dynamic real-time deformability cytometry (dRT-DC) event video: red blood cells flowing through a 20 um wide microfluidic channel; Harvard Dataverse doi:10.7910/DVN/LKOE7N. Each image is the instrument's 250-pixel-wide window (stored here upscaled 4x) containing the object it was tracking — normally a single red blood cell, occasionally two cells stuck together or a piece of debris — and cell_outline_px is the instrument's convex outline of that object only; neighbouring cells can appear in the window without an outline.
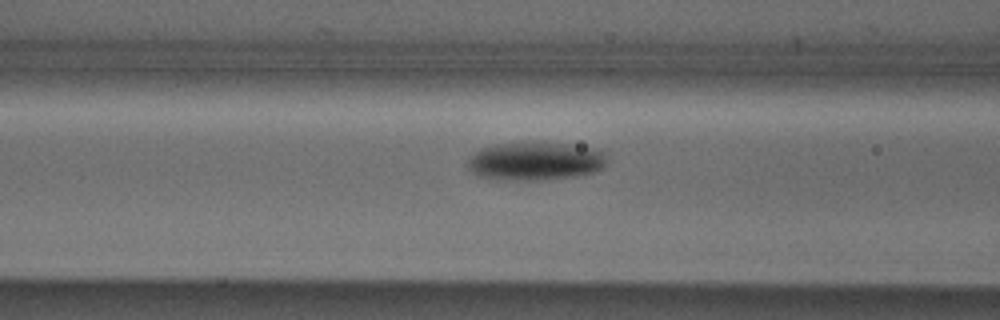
{"species": "Egyptian fruit bat (a non-hibernating species)", "species_latin": "Rousettus aegyptiacus", "temperature_condition": "cold", "stored_images_in_passage": 33, "camera_frame_rate_fps": 3000, "um_per_image_px": 0.085, "animal": {"sex": "male"}, "frame": {"image": 1, "passage_image": 8, "time_ms": 2.333, "image_size_px": [1000, 320], "cell_outline_px": [[608, 160], [600, 168], [592, 172], [576, 176], [544, 180], [488, 180], [472, 172], [468, 168], [468, 160], [480, 148], [496, 144], [524, 140], [544, 140], [592, 148], [604, 152]], "centroid_in_image_um": [45.46, 13.67], "position_along_channel_um": 121.1, "area_um2": 32.02}}
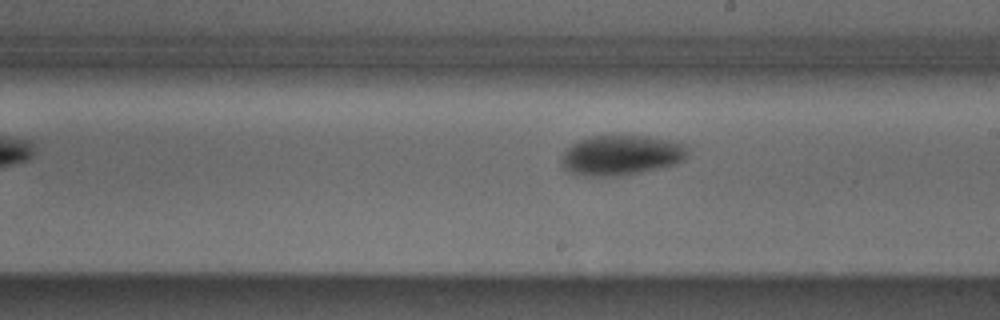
{"frame": {"image": 2, "passage_image": 17, "time_ms": 5.333, "image_size_px": [1000, 320], "cell_outline_px": [[688, 152], [684, 160], [676, 164], [640, 172], [620, 176], [584, 176], [568, 172], [560, 164], [560, 156], [572, 144], [580, 140], [592, 136], [620, 132], [648, 136], [684, 144], [688, 148]], "centroid_in_image_um": [52.77, 13.16], "position_along_channel_um": 236.2, "area_um2": 30.29}}
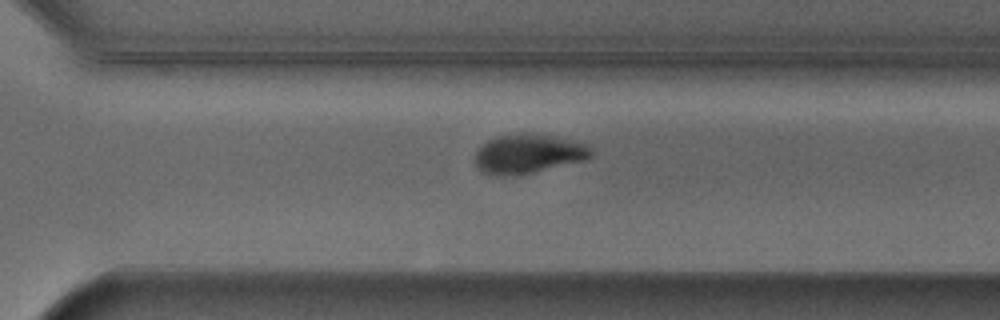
{"frame": {"image": 3, "passage_image": 24, "time_ms": 7.667, "image_size_px": [1000, 320], "cell_outline_px": [[592, 156], [584, 160], [532, 172], [512, 176], [496, 176], [480, 172], [476, 168], [472, 160], [476, 152], [488, 140], [500, 136], [524, 132], [552, 136], [588, 144], [592, 148]], "centroid_in_image_um": [44.85, 13.08], "position_along_channel_um": 325.8, "area_um2": 26.65}, "authors_computed_cell_mechanics": {"area_um2": 29.4202, "velocity_mm_per_s": 3.842, "shape_relaxation_time_tau1_ms": 3.4442, "shape_relaxation_time_tau2_ms": null, "deformation_change_tau1": 0.1156, "deformation_change_tau2": null}}